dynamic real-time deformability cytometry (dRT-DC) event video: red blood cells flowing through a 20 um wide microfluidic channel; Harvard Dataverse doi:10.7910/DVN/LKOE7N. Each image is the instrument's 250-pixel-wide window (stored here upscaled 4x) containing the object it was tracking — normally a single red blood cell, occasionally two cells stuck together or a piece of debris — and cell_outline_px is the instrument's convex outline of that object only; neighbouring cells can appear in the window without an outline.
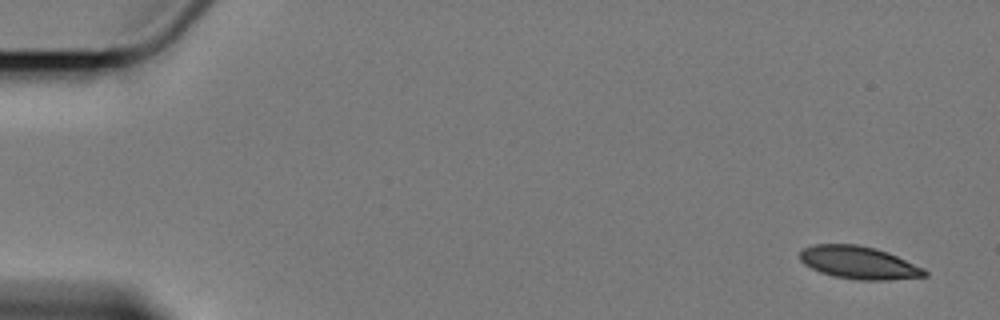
{"species": "Egyptian fruit bat (a non-hibernating species)", "species_latin": "Rousettus aegyptiacus", "temperature_condition": "cold", "stored_images_in_passage": 5, "camera_frame_rate_fps": 3000, "um_per_image_px": 0.085, "animal": {"sex": "female"}, "frame": {"image": 1, "passage_image": 1, "time_ms": 0.0, "image_size_px": [1000, 320], "cell_outline_px": [[928, 276], [888, 280], [860, 280], [836, 276], [820, 272], [804, 264], [800, 260], [800, 252], [804, 248], [816, 244], [856, 244], [876, 248], [888, 252], [924, 268], [928, 272]], "centroid_in_image_um": [73.02, 22.32], "position_along_channel_um": 12.0, "area_um2": 23.7}}
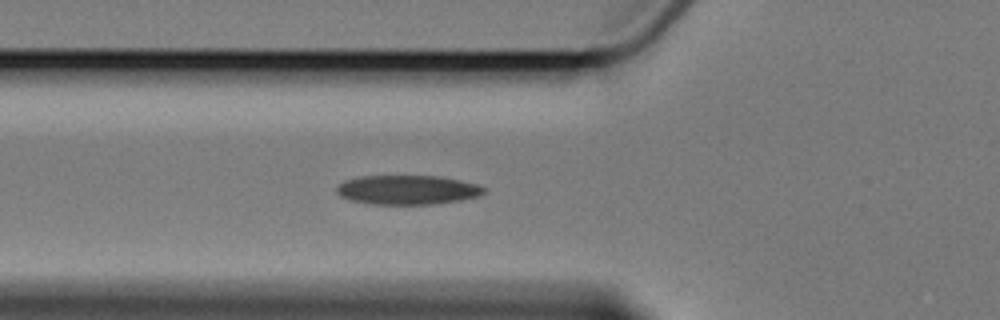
{"frame": {"image": 2, "passage_image": 5, "time_ms": 6.333, "image_size_px": [1000, 320], "cell_outline_px": [[488, 188], [484, 192], [476, 196], [460, 200], [432, 204], [368, 204], [352, 200], [340, 196], [336, 192], [336, 188], [344, 180], [360, 176], [440, 176], [460, 180], [476, 184]], "centroid_in_image_um": [34.61, 16.13], "position_along_channel_um": 91.2, "area_um2": 25.09}}